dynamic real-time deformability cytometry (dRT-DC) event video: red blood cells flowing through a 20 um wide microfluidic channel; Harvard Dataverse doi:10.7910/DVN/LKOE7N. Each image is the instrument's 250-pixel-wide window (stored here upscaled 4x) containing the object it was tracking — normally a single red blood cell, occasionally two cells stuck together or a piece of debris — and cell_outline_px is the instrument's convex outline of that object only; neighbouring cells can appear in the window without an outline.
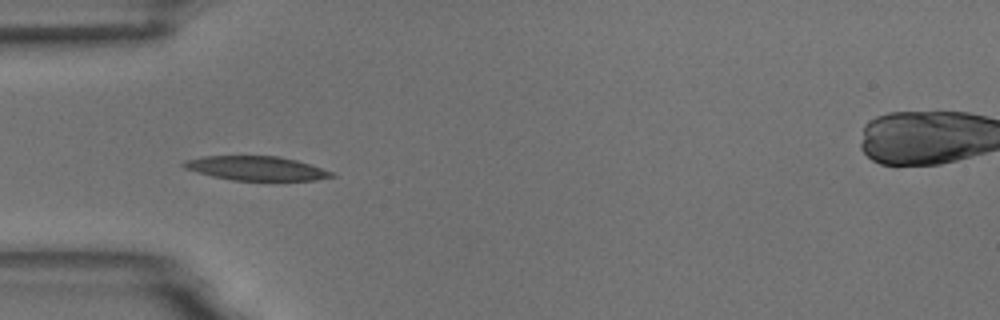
{"species": "common noctule bat (a hibernating species)", "species_latin": "Nyctalus noctula", "temperature_condition": "room temperature", "stored_images_in_passage": 54, "camera_frame_rate_fps": 3000, "um_per_image_px": 0.085, "animal": {"sex": "male", "body_mass_g": 18.8}, "frame": {"image": 1, "passage_image": 16, "time_ms": 5.0, "image_size_px": [1000, 320], "cell_outline_px": [[336, 176], [316, 180], [232, 180], [212, 176], [184, 168], [180, 164], [184, 160], [204, 156], [280, 156], [296, 160], [332, 172]], "centroid_in_image_um": [21.74, 14.3], "position_along_channel_um": 63.3, "area_um2": 20.63}}
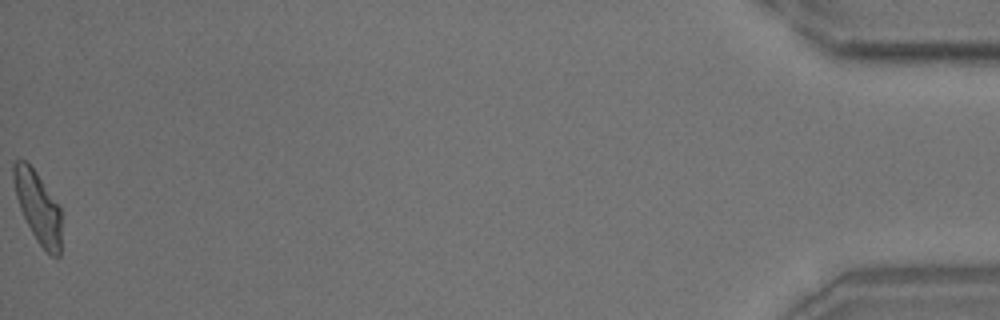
{"frame": {"image": 2, "passage_image": 54, "time_ms": 17.667, "image_size_px": [1000, 320], "cell_outline_px": [[60, 256], [52, 256], [36, 240], [20, 208], [16, 196], [12, 176], [12, 164], [16, 160], [24, 160], [36, 172], [60, 204]], "centroid_in_image_um": [3.22, 17.56], "position_along_channel_um": 432.0, "area_um2": 19.65}, "authors_computed_cell_mechanics": {"area_um2": 20.4901, "velocity_mm_per_s": 3.7019, "shape_relaxation_time_tau1_ms": 3.3041, "shape_relaxation_time_tau2_ms": 3.2463, "deformation_change_tau1": 0.1503, "deformation_change_tau2": 0.1105}}